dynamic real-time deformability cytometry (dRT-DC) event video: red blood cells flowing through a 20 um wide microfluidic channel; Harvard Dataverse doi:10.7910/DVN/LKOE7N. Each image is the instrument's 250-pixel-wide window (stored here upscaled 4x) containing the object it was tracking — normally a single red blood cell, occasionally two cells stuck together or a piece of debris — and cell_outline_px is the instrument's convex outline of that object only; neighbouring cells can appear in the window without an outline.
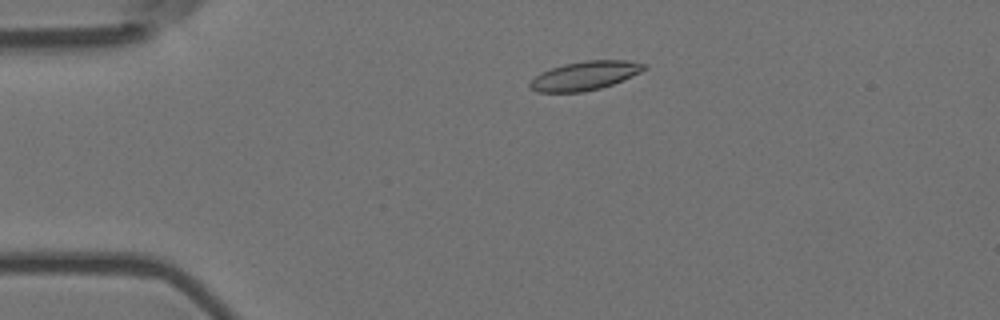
{"species": "Egyptian fruit bat (a non-hibernating species)", "species_latin": "Rousettus aegyptiacus", "temperature_condition": "room temperature", "stored_images_in_passage": 54, "camera_frame_rate_fps": 3000, "um_per_image_px": 0.085, "animal": {"sex": "female"}, "frame": {"image": 1, "passage_image": 10, "time_ms": 3.0, "image_size_px": [1000, 320], "cell_outline_px": [[648, 68], [632, 76], [612, 84], [600, 88], [584, 92], [536, 92], [528, 88], [528, 84], [540, 72], [564, 64], [584, 60], [628, 60], [644, 64]], "centroid_in_image_um": [49.69, 6.43], "position_along_channel_um": 35.3, "area_um2": 19.19}}
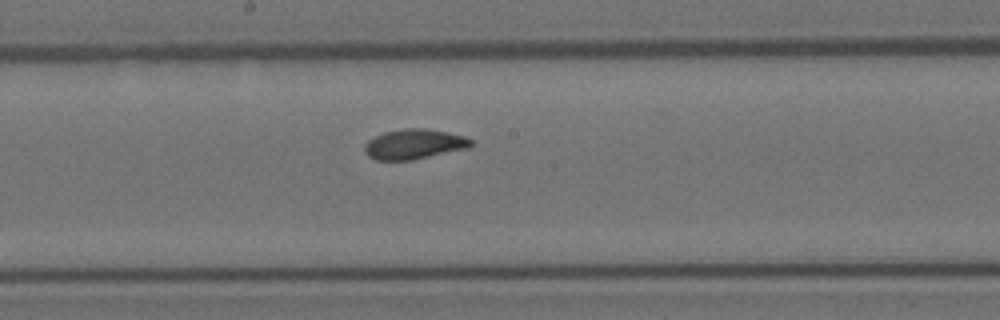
{"frame": {"image": 2, "passage_image": 28, "time_ms": 9.0, "image_size_px": [1000, 320], "cell_outline_px": [[476, 144], [468, 148], [412, 160], [376, 160], [368, 156], [364, 152], [364, 144], [368, 140], [384, 132], [404, 128], [424, 128], [448, 132], [464, 136], [472, 140]], "centroid_in_image_um": [35.21, 12.25], "position_along_channel_um": 213.0, "area_um2": 18.73}}
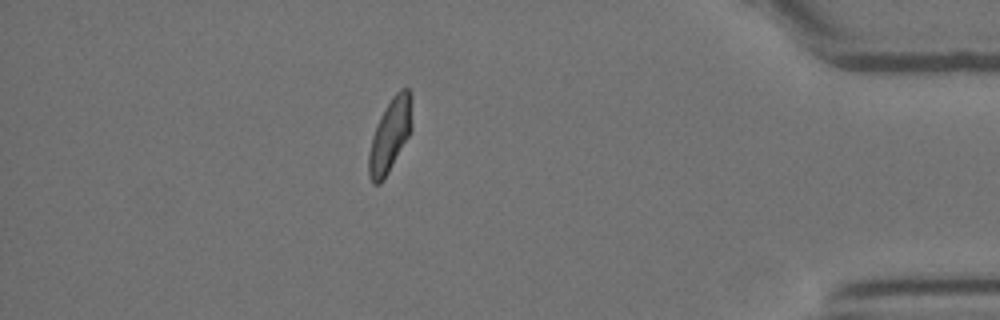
{"frame": {"image": 3, "passage_image": 47, "time_ms": 15.333, "image_size_px": [1000, 320], "cell_outline_px": [[412, 132], [384, 180], [380, 184], [372, 184], [368, 176], [368, 152], [372, 136], [380, 116], [392, 96], [400, 88], [408, 88], [412, 96]], "centroid_in_image_um": [33.17, 11.51], "position_along_channel_um": 402.0, "area_um2": 18.96}, "authors_computed_cell_mechanics": {"area_um2": 18.7272, "velocity_mm_per_s": 3.6433, "shape_relaxation_time_tau1_ms": 6.3061, "shape_relaxation_time_tau2_ms": 1.6471, "deformation_change_tau1": 0.1788, "deformation_change_tau2": 0.0654}}